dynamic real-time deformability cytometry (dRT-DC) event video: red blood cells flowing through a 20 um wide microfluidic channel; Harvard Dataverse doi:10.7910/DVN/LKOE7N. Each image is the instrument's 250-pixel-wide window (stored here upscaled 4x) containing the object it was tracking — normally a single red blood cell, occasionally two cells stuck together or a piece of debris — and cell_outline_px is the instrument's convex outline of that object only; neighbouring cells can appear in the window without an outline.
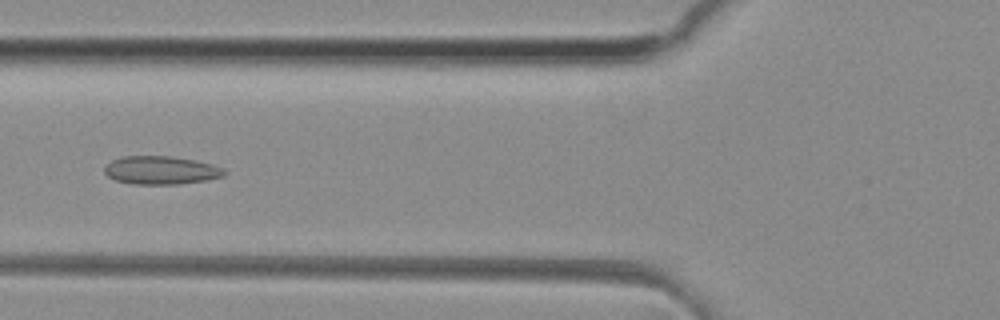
{"species": "common noctule bat (a hibernating species)", "species_latin": "Nyctalus noctula", "temperature_condition": "room temperature", "stored_images_in_passage": 35, "camera_frame_rate_fps": 3000, "um_per_image_px": 0.085, "animal": {"sex": "female", "body_mass_g": 29.2, "forearm_length_mm": 56.3}, "frame": {"image": 1, "passage_image": 4, "time_ms": 1.0, "image_size_px": [1000, 320], "cell_outline_px": [[228, 172], [224, 176], [208, 180], [176, 184], [132, 184], [116, 180], [108, 176], [104, 172], [104, 168], [112, 160], [120, 156], [172, 156], [196, 160], [212, 164], [224, 168]], "centroid_in_image_um": [13.72, 14.46], "position_along_channel_um": 112.1, "area_um2": 19.88}}
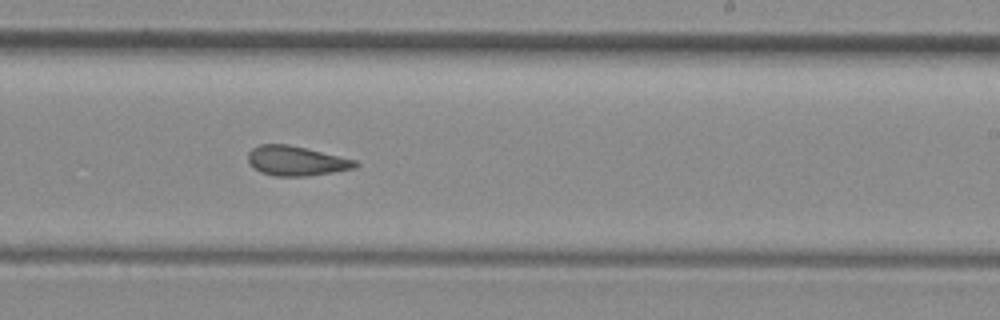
{"frame": {"image": 2, "passage_image": 15, "time_ms": 4.667, "image_size_px": [1000, 320], "cell_outline_px": [[360, 164], [356, 168], [308, 176], [276, 176], [260, 172], [248, 160], [248, 152], [252, 148], [260, 144], [288, 144], [356, 160]], "centroid_in_image_um": [25.19, 13.67], "position_along_channel_um": 263.8, "area_um2": 18.38}}
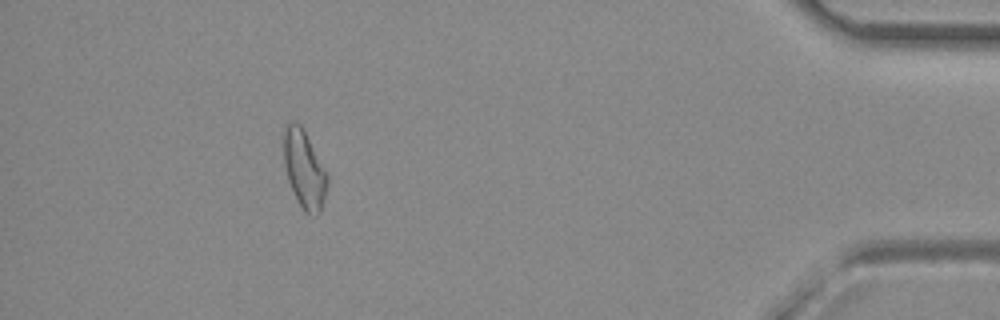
{"frame": {"image": 3, "passage_image": 30, "time_ms": 9.667, "image_size_px": [1000, 320], "cell_outline_px": [[328, 184], [320, 212], [316, 216], [304, 212], [288, 180], [284, 164], [284, 128], [292, 120], [300, 124], [328, 176]], "centroid_in_image_um": [25.86, 14.4], "position_along_channel_um": 409.3, "area_um2": 19.25}, "authors_computed_cell_mechanics": {"area_um2": 18.7272, "velocity_mm_per_s": 4.139, "shape_relaxation_time_tau1_ms": null, "shape_relaxation_time_tau2_ms": 1.3759, "deformation_change_tau1": null, "deformation_change_tau2": 0.0644}}